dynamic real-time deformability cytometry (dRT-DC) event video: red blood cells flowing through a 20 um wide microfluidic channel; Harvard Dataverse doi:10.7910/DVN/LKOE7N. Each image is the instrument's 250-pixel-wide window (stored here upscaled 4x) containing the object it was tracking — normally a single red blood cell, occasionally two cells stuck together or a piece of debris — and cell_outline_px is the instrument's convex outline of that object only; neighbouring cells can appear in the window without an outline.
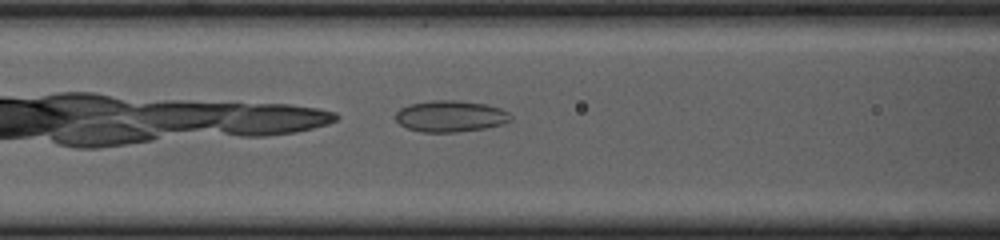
{"species": "common noctule bat (a hibernating species)", "species_latin": "Nyctalus noctula", "temperature_condition": "cold", "stored_images_in_passage": 33, "camera_frame_rate_fps": 3000, "um_per_image_px": 0.085, "animal": {"sex": "female", "body_mass_g": 23.0, "forearm_length_mm": 53.4}, "frame": {"image": 1, "passage_image": 7, "time_ms": 2.0, "image_size_px": [1000, 240], "cell_outline_px": [[512, 120], [500, 124], [484, 128], [456, 132], [420, 132], [408, 128], [400, 124], [396, 120], [396, 112], [400, 108], [408, 104], [432, 100], [456, 100], [484, 104], [500, 108], [508, 112], [512, 116]], "centroid_in_image_um": [38.27, 9.87], "position_along_channel_um": 128.3, "area_um2": 20.98}}
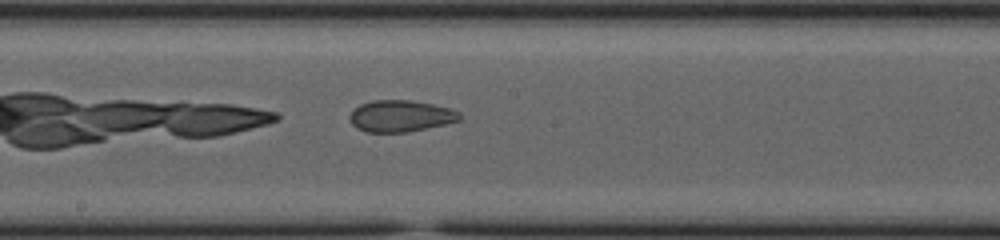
{"frame": {"image": 2, "passage_image": 14, "time_ms": 4.333, "image_size_px": [1000, 240], "cell_outline_px": [[460, 120], [444, 124], [404, 132], [364, 132], [356, 128], [352, 124], [348, 116], [360, 104], [372, 100], [412, 100], [452, 108], [460, 112]], "centroid_in_image_um": [34.03, 9.85], "position_along_channel_um": 214.2, "area_um2": 20.17}}
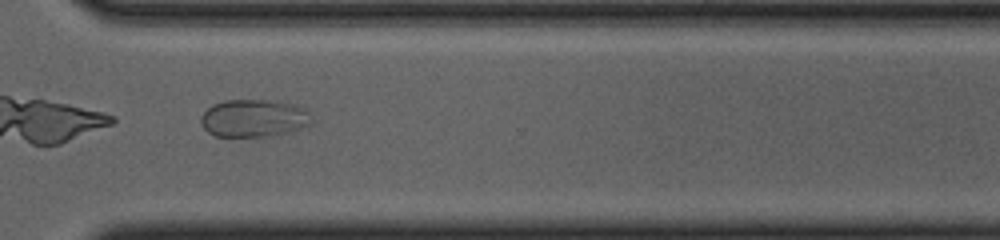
{"frame": {"image": 3, "passage_image": 25, "time_ms": 8.0, "image_size_px": [1000, 240], "cell_outline_px": [[312, 124], [292, 132], [268, 136], [216, 136], [208, 132], [200, 124], [200, 116], [212, 104], [224, 100], [268, 100], [292, 104], [304, 108], [308, 112], [312, 120]], "centroid_in_image_um": [21.57, 10.05], "position_along_channel_um": 349.0, "area_um2": 24.39}, "authors_computed_cell_mechanics": {"area_um2": 20.6924, "velocity_mm_per_s": 3.6837, "shape_relaxation_time_tau1_ms": null, "shape_relaxation_time_tau2_ms": 1.4983, "deformation_change_tau1": null, "deformation_change_tau2": 0.0633}}